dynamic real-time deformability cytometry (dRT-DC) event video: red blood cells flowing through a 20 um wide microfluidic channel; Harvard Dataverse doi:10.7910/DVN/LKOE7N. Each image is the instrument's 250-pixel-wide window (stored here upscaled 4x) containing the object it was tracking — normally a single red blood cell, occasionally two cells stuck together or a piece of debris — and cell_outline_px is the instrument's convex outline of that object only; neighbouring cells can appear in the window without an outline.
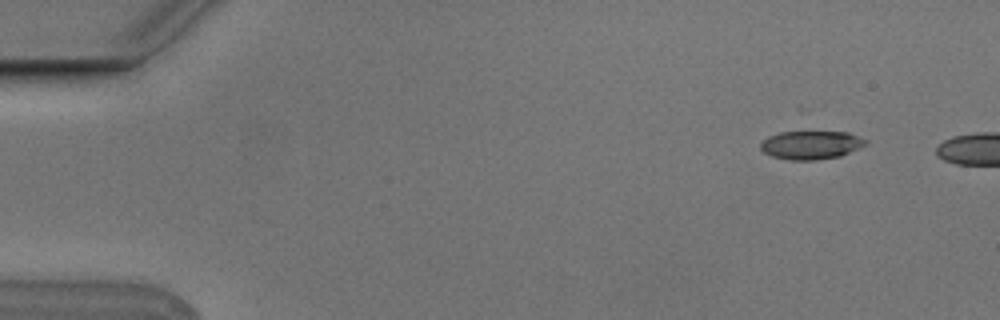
{"species": "Egyptian fruit bat (a non-hibernating species)", "species_latin": "Rousettus aegyptiacus", "temperature_condition": "cold", "stored_images_in_passage": 3, "camera_frame_rate_fps": 3000, "um_per_image_px": 0.085, "animal": {"sex": "male"}, "frame": {"image": 1, "passage_image": 2, "time_ms": 0.333, "image_size_px": [1000, 320], "cell_outline_px": [[868, 140], [864, 144], [840, 156], [816, 160], [788, 160], [772, 156], [764, 152], [760, 148], [760, 144], [768, 136], [780, 132], [848, 132]], "centroid_in_image_um": [68.89, 12.32], "position_along_channel_um": 16.1, "area_um2": 17.17}}